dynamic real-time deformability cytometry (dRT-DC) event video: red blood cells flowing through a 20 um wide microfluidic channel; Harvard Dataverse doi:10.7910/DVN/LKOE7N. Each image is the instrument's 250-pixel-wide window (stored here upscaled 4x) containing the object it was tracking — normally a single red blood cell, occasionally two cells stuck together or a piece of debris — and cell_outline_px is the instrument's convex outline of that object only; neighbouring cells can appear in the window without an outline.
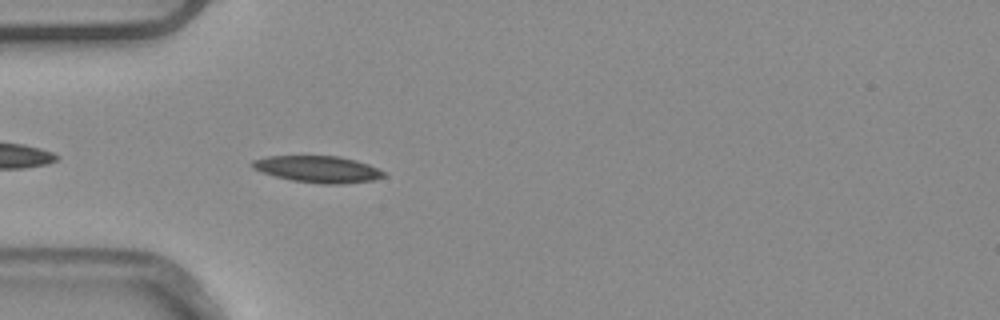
{"species": "common noctule bat (a hibernating species)", "species_latin": "Nyctalus noctula", "temperature_condition": "warm", "stored_images_in_passage": 4, "camera_frame_rate_fps": 3000, "um_per_image_px": 0.085, "animal": {"sex": "male", "body_mass_g": 20.4}, "frame": {"image": 1, "passage_image": 4, "time_ms": 1.0, "image_size_px": [1000, 320], "cell_outline_px": [[388, 176], [372, 180], [344, 184], [324, 184], [292, 180], [276, 176], [252, 168], [248, 164], [252, 160], [268, 156], [340, 156], [356, 160], [368, 164], [384, 172]], "centroid_in_image_um": [27.02, 14.37], "position_along_channel_um": 58.0, "area_um2": 20.4}}